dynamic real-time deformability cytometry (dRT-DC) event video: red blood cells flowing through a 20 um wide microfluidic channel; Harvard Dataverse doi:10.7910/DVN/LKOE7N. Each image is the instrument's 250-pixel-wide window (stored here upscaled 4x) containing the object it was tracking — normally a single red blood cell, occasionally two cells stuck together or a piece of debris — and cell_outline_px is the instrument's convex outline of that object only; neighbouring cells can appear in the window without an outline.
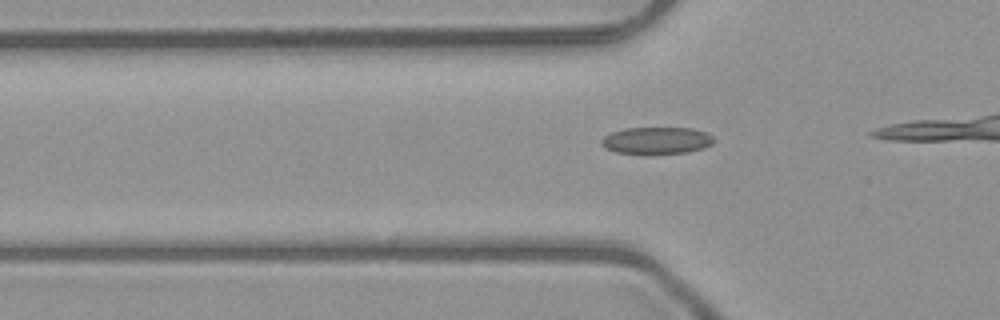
{"species": "common noctule bat (a hibernating species)", "species_latin": "Nyctalus noctula", "temperature_condition": "room temperature", "stored_images_in_passage": 9, "camera_frame_rate_fps": 3000, "um_per_image_px": 0.085, "animal": {"sex": "male", "body_mass_g": 23.1, "forearm_length_mm": 52.7}, "frame": {"image": 1, "passage_image": 6, "time_ms": 1.667, "image_size_px": [1000, 320], "cell_outline_px": [[716, 140], [712, 144], [704, 148], [688, 152], [616, 152], [604, 148], [600, 144], [600, 140], [604, 136], [612, 132], [624, 128], [692, 128], [708, 132]], "centroid_in_image_um": [55.84, 11.91], "position_along_channel_um": 70.0, "area_um2": 17.4}}